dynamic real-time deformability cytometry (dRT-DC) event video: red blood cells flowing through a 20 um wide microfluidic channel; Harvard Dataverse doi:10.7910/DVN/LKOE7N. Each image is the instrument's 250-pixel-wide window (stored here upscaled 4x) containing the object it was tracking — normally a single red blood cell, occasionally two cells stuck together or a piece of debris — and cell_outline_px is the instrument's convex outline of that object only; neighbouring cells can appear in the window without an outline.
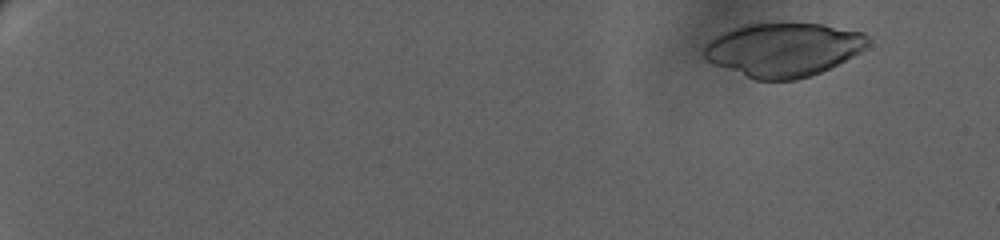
{"species": "human", "species_latin": "Homo sapiens", "temperature_condition": "warm", "stored_images_in_passage": 45, "camera_frame_rate_fps": 3000, "um_per_image_px": 0.085, "donor": {"sex": "female"}, "frame": {"image": 1, "passage_image": 10, "time_ms": 2.0, "image_size_px": [1000, 240], "cell_outline_px": [[868, 44], [860, 52], [820, 72], [796, 80], [756, 80], [712, 64], [704, 56], [704, 44], [716, 36], [732, 28], [744, 24], [780, 20], [788, 20], [824, 24], [864, 32], [868, 36]], "centroid_in_image_um": [66.57, 4.16], "position_along_channel_um": 18.4, "area_um2": 52.25}}
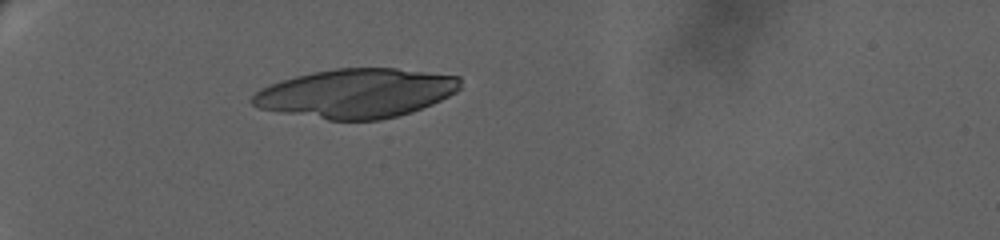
{"frame": {"image": 2, "passage_image": 40, "time_ms": 8.333, "image_size_px": [1000, 240], "cell_outline_px": [[460, 88], [456, 92], [432, 104], [412, 112], [380, 120], [328, 120], [280, 112], [260, 108], [252, 104], [248, 100], [260, 88], [268, 84], [296, 76], [312, 72], [336, 68], [396, 68], [460, 76]], "centroid_in_image_um": [30.27, 7.92], "position_along_channel_um": 54.7, "area_um2": 59.53}}